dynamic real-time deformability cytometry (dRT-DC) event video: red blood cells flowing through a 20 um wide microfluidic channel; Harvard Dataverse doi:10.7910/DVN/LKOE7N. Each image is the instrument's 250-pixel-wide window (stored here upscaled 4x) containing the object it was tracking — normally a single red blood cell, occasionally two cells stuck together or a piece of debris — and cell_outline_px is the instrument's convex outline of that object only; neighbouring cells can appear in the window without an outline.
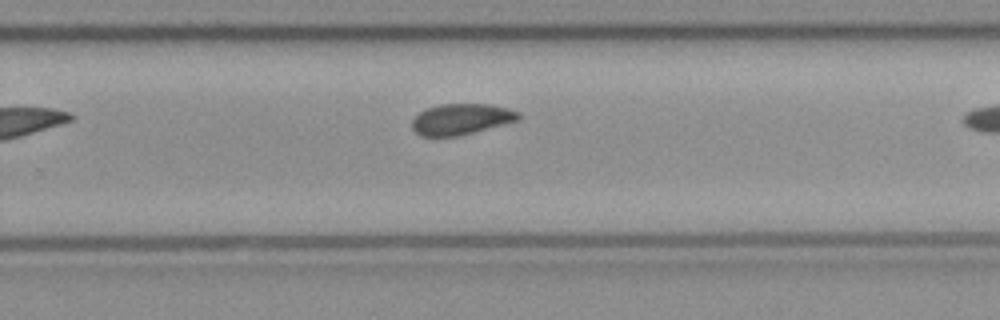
{"species": "common noctule bat (a hibernating species)", "species_latin": "Nyctalus noctula", "temperature_condition": "cold", "stored_images_in_passage": 10, "camera_frame_rate_fps": 3000, "um_per_image_px": 0.085, "animal": {"sex": "female", "body_mass_g": 21.9}, "frame": {"image": 1, "passage_image": 9, "time_ms": 2.667, "image_size_px": [1000, 320], "cell_outline_px": [[520, 120], [460, 136], [420, 136], [412, 128], [412, 120], [420, 112], [428, 108], [440, 104], [488, 104], [508, 108], [520, 112]], "centroid_in_image_um": [39.23, 10.13], "position_along_channel_um": 290.6, "area_um2": 19.25}}